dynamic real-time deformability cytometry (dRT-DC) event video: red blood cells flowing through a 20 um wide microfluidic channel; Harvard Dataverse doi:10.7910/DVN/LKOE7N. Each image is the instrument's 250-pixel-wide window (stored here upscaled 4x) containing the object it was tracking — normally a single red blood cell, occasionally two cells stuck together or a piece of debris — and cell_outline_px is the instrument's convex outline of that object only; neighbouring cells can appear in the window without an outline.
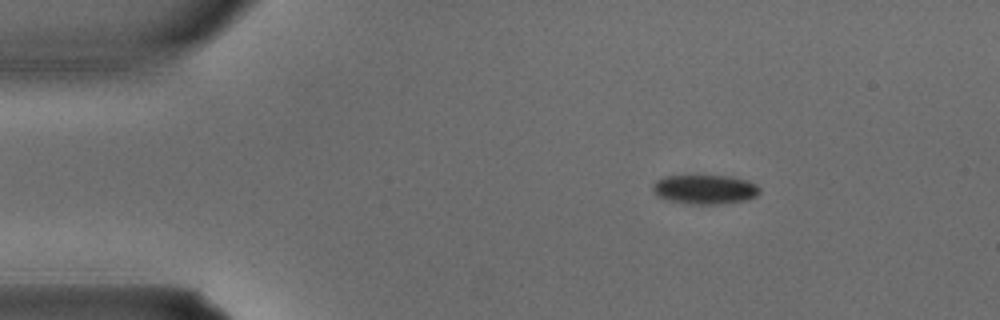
{"species": "common noctule bat (a hibernating species)", "species_latin": "Nyctalus noctula", "temperature_condition": "warm", "stored_images_in_passage": 2, "camera_frame_rate_fps": 3000, "um_per_image_px": 0.085, "animal": {"sex": "male", "body_mass_g": 15.6}, "frame": {"image": 1, "passage_image": 1, "time_ms": 0.0, "image_size_px": [1000, 320], "cell_outline_px": [[760, 192], [756, 196], [744, 200], [716, 204], [692, 204], [668, 200], [656, 196], [652, 188], [652, 184], [656, 180], [664, 176], [728, 176], [748, 180], [756, 184], [760, 188]], "centroid_in_image_um": [59.89, 16.09], "position_along_channel_um": 25.1, "area_um2": 18.21}}